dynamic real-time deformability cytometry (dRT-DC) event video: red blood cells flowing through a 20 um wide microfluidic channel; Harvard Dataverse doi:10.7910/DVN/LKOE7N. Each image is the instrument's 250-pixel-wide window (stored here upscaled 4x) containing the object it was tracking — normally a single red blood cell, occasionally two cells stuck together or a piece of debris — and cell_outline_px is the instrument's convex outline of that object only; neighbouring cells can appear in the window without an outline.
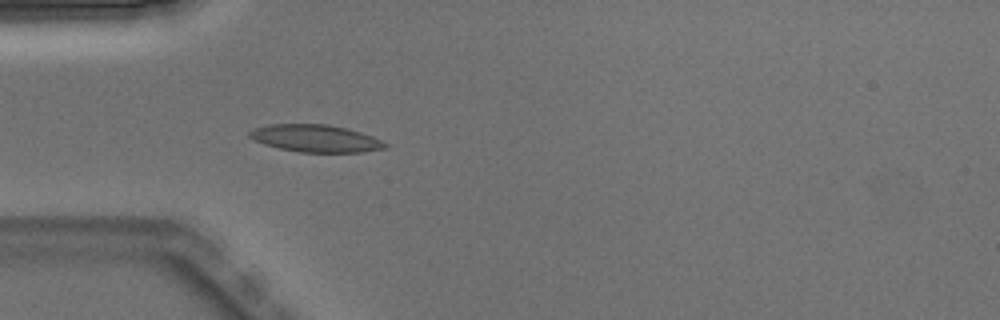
{"species": "Egyptian fruit bat (a non-hibernating species)", "species_latin": "Rousettus aegyptiacus", "temperature_condition": "warm", "stored_images_in_passage": 3, "camera_frame_rate_fps": 3000, "um_per_image_px": 0.085, "animal": {"sex": "male"}, "frame": {"image": 1, "passage_image": 3, "time_ms": 0.667, "image_size_px": [1000, 320], "cell_outline_px": [[388, 148], [360, 152], [300, 152], [280, 148], [264, 144], [248, 136], [248, 132], [256, 128], [268, 124], [328, 124], [348, 128], [372, 136], [388, 144]], "centroid_in_image_um": [26.85, 11.76], "position_along_channel_um": 58.2, "area_um2": 21.5}}